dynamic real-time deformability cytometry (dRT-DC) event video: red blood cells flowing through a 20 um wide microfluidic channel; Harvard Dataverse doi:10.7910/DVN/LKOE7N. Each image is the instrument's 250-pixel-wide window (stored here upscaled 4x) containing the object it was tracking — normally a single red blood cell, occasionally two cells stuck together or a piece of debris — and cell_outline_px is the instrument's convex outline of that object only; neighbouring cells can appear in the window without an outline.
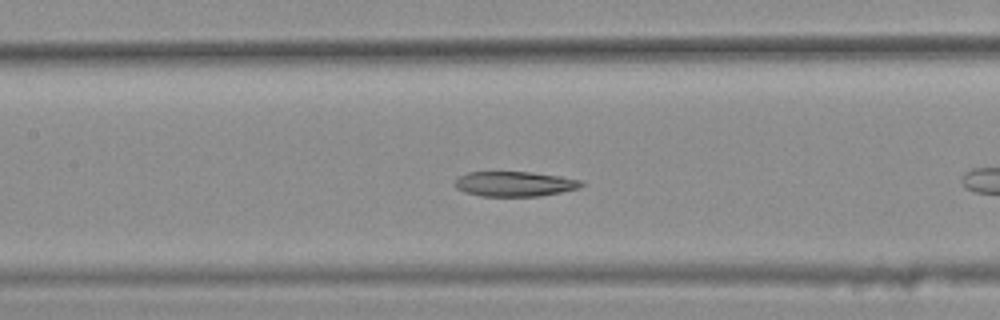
{"species": "common noctule bat (a hibernating species)", "species_latin": "Nyctalus noctula", "temperature_condition": "warm", "stored_images_in_passage": 15, "camera_frame_rate_fps": 3000, "um_per_image_px": 0.085, "animal": {"sex": "female", "body_mass_g": 25.1}, "frame": {"image": 1, "passage_image": 11, "time_ms": 3.333, "image_size_px": [1000, 320], "cell_outline_px": [[584, 184], [580, 188], [540, 196], [480, 196], [464, 192], [456, 188], [452, 184], [460, 176], [468, 172], [532, 172], [560, 176], [580, 180]], "centroid_in_image_um": [43.72, 15.63], "position_along_channel_um": 163.7, "area_um2": 18.44}}